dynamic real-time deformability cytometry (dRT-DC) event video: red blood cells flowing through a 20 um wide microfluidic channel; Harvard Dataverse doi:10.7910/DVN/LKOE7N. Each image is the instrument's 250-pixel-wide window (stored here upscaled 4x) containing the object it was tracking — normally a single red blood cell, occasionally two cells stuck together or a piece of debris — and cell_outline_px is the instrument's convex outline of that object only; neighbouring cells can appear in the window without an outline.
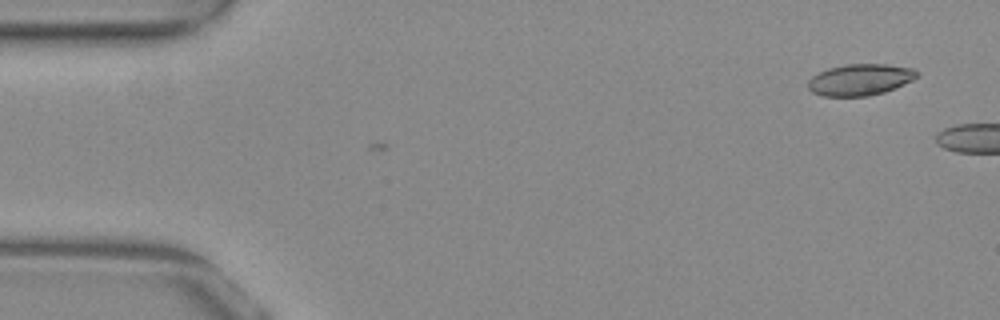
{"species": "common noctule bat (a hibernating species)", "species_latin": "Nyctalus noctula", "temperature_condition": "warm", "stored_images_in_passage": 8, "camera_frame_rate_fps": 3000, "um_per_image_px": 0.085, "animal": {"sex": "female", "body_mass_g": 29.2, "forearm_length_mm": 56.3}, "frame": {"image": 1, "passage_image": 8, "time_ms": 2.333, "image_size_px": [1000, 320], "cell_outline_px": [[920, 72], [912, 80], [904, 84], [884, 92], [868, 96], [824, 96], [812, 92], [808, 88], [808, 80], [812, 76], [828, 68], [848, 64], [884, 64], [912, 68]], "centroid_in_image_um": [73.1, 6.77], "position_along_channel_um": 11.9, "area_um2": 19.83}}